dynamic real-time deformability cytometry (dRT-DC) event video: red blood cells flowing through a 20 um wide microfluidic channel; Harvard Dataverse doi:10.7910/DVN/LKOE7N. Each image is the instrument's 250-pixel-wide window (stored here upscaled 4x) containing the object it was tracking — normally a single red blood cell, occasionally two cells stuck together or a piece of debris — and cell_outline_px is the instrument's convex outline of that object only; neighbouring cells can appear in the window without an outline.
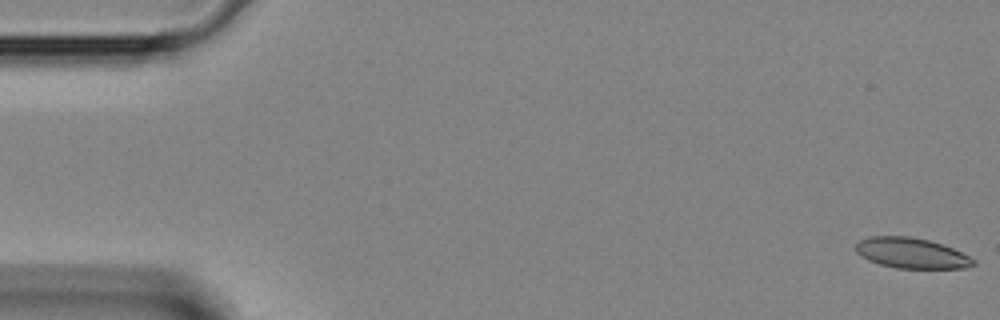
{"species": "Egyptian fruit bat (a non-hibernating species)", "species_latin": "Rousettus aegyptiacus", "temperature_condition": "room temperature", "stored_images_in_passage": 3, "segment_of_instrument_passage": [2, 2], "camera_frame_rate_fps": 3000, "um_per_image_px": 0.085, "animal": {"sex": "female"}, "frame": {"image": 1, "passage_image": 3, "time_ms": 0.667, "image_size_px": [1000, 320], "cell_outline_px": [[976, 264], [968, 268], [896, 268], [880, 264], [868, 260], [856, 252], [856, 244], [860, 240], [868, 236], [908, 236], [928, 240], [952, 248], [976, 260]], "centroid_in_image_um": [77.47, 21.52], "position_along_channel_um": 7.5, "area_um2": 20.75}}